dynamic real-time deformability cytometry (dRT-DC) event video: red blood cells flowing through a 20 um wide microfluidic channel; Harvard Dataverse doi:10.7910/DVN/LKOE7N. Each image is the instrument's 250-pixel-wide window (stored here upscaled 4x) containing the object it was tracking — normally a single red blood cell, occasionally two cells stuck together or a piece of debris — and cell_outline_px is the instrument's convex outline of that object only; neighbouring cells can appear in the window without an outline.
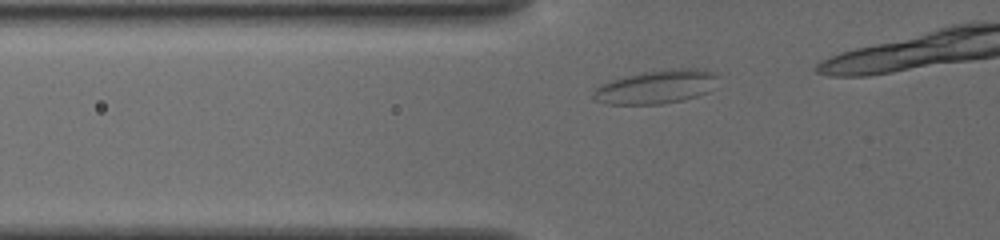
{"species": "common noctule bat (a hibernating species)", "species_latin": "Nyctalus noctula", "temperature_condition": "cold", "stored_images_in_passage": 10, "camera_frame_rate_fps": 3000, "um_per_image_px": 0.085, "animal": {"sex": "female", "body_mass_g": 19.5, "forearm_length_mm": 54.1}, "frame": {"image": 1, "passage_image": 4, "time_ms": 1.0, "image_size_px": [1000, 240], "cell_outline_px": [[716, 76], [704, 92], [696, 96], [680, 100], [660, 104], [608, 104], [596, 100], [592, 96], [592, 92], [600, 84], [624, 76], [644, 72], [672, 68], [704, 68]], "centroid_in_image_um": [55.66, 7.37], "position_along_channel_um": 70.1, "area_um2": 23.76}}
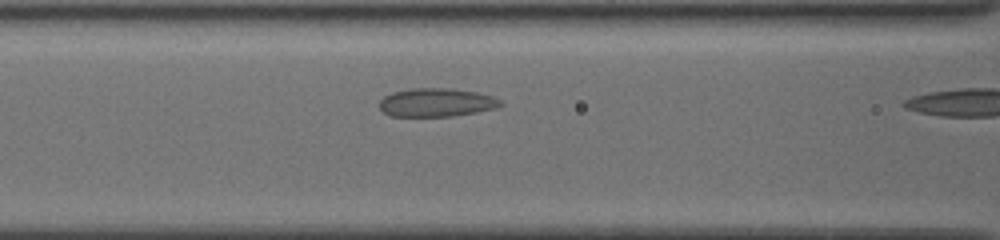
{"frame": {"image": 2, "passage_image": 9, "time_ms": 2.667, "image_size_px": [1000, 240], "cell_outline_px": [[504, 104], [496, 108], [476, 112], [452, 116], [392, 116], [384, 112], [380, 108], [380, 100], [384, 96], [392, 92], [412, 88], [452, 88], [476, 92], [492, 96], [500, 100]], "centroid_in_image_um": [37.1, 8.7], "position_along_channel_um": 129.5, "area_um2": 20.06}}